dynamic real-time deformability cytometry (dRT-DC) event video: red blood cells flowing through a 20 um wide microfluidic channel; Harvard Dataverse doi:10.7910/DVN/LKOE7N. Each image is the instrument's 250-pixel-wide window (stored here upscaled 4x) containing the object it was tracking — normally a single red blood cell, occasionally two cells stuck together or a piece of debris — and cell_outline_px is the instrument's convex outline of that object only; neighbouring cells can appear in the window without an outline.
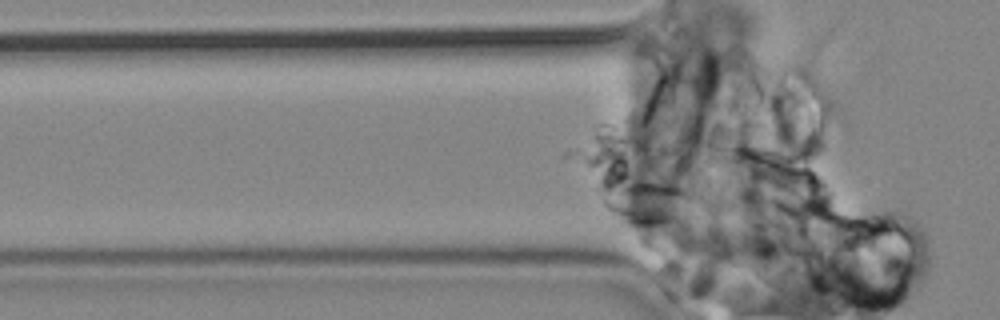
{"species": "common noctule bat (a hibernating species)", "species_latin": "Nyctalus noctula", "temperature_condition": "cold", "stored_images_in_passage": 49, "camera_frame_rate_fps": 3000, "um_per_image_px": 0.085, "animal": {"sex": "male", "body_mass_g": 19.2, "forearm_length_mm": 51.8}, "frame": {"image": 1, "passage_image": 2, "time_ms": 0.333, "image_size_px": [1000, 320], "cell_outline_px": [[716, 216], [676, 224], [632, 224], [612, 212], [600, 200], [600, 192], [636, 180], [648, 180], [676, 184], [700, 196], [704, 200]], "centroid_in_image_um": [55.69, 17.27], "position_along_channel_um": 70.1, "area_um2": 26.65}}
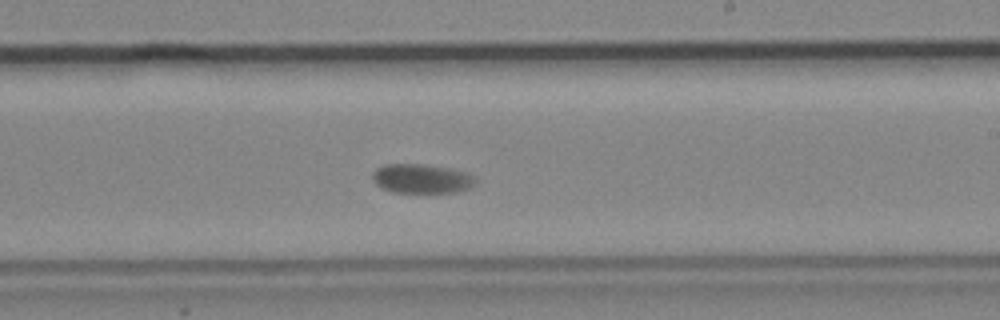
{"frame": {"image": 2, "passage_image": 21, "time_ms": 6.667, "image_size_px": [1000, 320], "cell_outline_px": [[476, 184], [468, 188], [456, 192], [392, 192], [376, 184], [372, 180], [372, 172], [376, 168], [384, 164], [424, 164], [452, 168], [468, 172], [476, 176]], "centroid_in_image_um": [35.87, 15.17], "position_along_channel_um": 253.1, "area_um2": 17.8}}
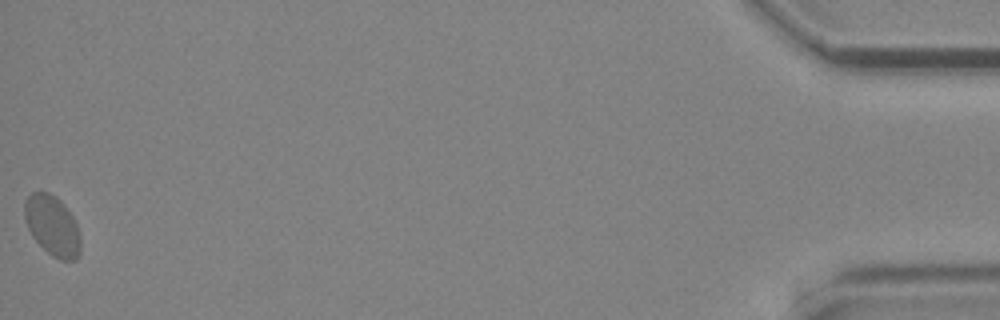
{"frame": {"image": 3, "passage_image": 49, "time_ms": 16.0, "image_size_px": [1000, 320], "cell_outline_px": [[80, 252], [76, 260], [60, 260], [52, 256], [32, 236], [28, 228], [24, 216], [24, 204], [28, 196], [32, 192], [48, 192], [56, 196], [60, 200], [72, 216], [76, 224], [80, 236]], "centroid_in_image_um": [4.45, 19.18], "position_along_channel_um": 430.7, "area_um2": 19.48}}